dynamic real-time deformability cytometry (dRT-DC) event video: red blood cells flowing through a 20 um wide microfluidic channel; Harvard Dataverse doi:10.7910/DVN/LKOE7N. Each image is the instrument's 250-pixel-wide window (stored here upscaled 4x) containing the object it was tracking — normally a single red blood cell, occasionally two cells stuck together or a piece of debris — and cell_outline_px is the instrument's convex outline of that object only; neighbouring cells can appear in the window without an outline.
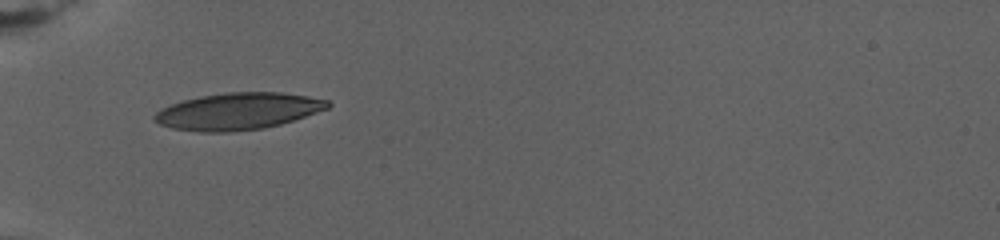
{"species": "human", "species_latin": "Homo sapiens", "temperature_condition": "warm", "stored_images_in_passage": 64, "camera_frame_rate_fps": 3000, "um_per_image_px": 0.085, "donor": {"sex": "female"}, "frame": {"image": 1, "passage_image": 1, "time_ms": 0.0, "image_size_px": [1000, 240], "cell_outline_px": [[332, 104], [328, 108], [280, 124], [264, 128], [228, 132], [200, 132], [172, 128], [160, 124], [152, 116], [160, 108], [184, 100], [200, 96], [228, 92], [280, 92], [308, 96], [328, 100]], "centroid_in_image_um": [20.22, 9.45], "position_along_channel_um": 64.8, "area_um2": 36.99}}
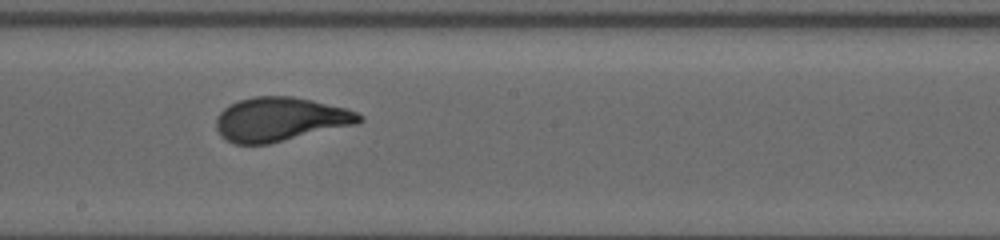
{"frame": {"image": 2, "passage_image": 33, "time_ms": 6.333, "image_size_px": [1000, 240], "cell_outline_px": [[364, 120], [356, 124], [268, 144], [232, 144], [220, 136], [216, 128], [216, 116], [224, 108], [240, 100], [256, 96], [292, 96], [312, 100], [348, 108], [364, 116]], "centroid_in_image_um": [23.81, 10.14], "position_along_channel_um": 224.4, "area_um2": 36.7}}
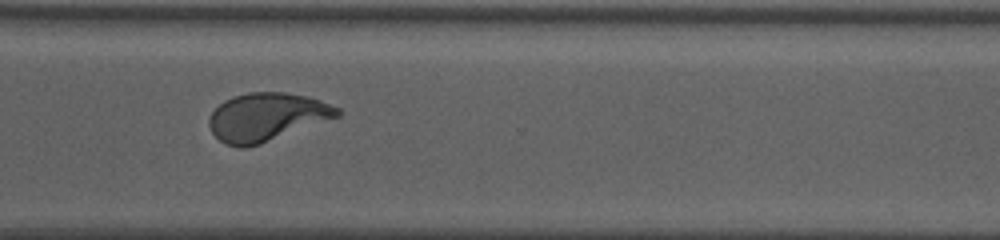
{"frame": {"image": 3, "passage_image": 63, "time_ms": 11.0, "image_size_px": [1000, 240], "cell_outline_px": [[340, 116], [260, 144], [244, 148], [240, 148], [228, 144], [220, 140], [212, 132], [208, 124], [208, 120], [212, 112], [224, 100], [232, 96], [248, 92], [284, 92], [308, 96], [320, 100], [340, 108]], "centroid_in_image_um": [22.67, 9.93], "position_along_channel_um": 347.9, "area_um2": 35.89}}